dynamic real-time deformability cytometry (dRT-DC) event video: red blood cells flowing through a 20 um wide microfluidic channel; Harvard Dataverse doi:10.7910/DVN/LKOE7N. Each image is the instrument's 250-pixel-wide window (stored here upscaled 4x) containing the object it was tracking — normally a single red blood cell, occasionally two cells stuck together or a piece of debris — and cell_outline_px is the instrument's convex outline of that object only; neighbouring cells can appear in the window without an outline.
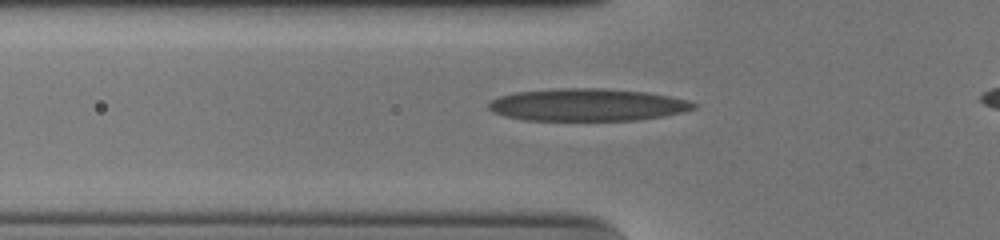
{"species": "human", "species_latin": "Homo sapiens", "temperature_condition": "cold", "stored_images_in_passage": 42, "camera_frame_rate_fps": 3000, "um_per_image_px": 0.085, "donor": {"sex": "male"}, "frame": {"image": 1, "passage_image": 11, "time_ms": 3.333, "image_size_px": [1000, 240], "cell_outline_px": [[696, 108], [684, 112], [664, 116], [636, 120], [524, 120], [504, 116], [492, 112], [488, 108], [488, 104], [492, 100], [500, 96], [516, 92], [560, 88], [600, 88], [648, 92], [688, 100], [696, 104]], "centroid_in_image_um": [49.93, 8.91], "position_along_channel_um": 75.9, "area_um2": 38.73}}
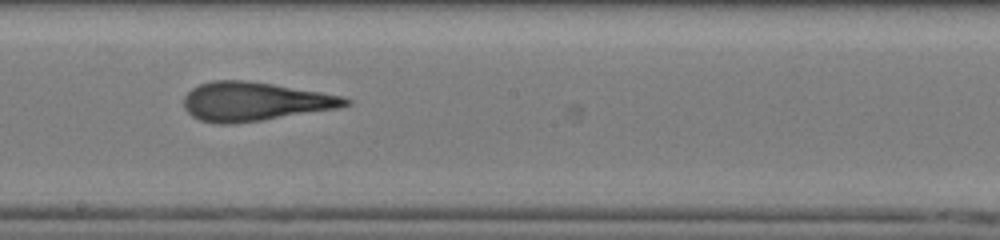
{"frame": {"image": 2, "passage_image": 23, "time_ms": 7.333, "image_size_px": [1000, 240], "cell_outline_px": [[352, 104], [340, 108], [260, 120], [232, 124], [220, 124], [200, 120], [192, 116], [184, 108], [184, 96], [192, 88], [200, 84], [212, 80], [244, 80], [272, 84], [344, 96], [352, 100]], "centroid_in_image_um": [21.66, 8.63], "position_along_channel_um": 226.5, "area_um2": 36.47}}
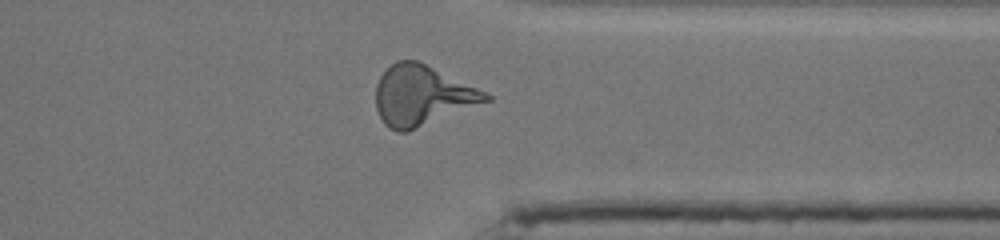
{"frame": {"image": 3, "passage_image": 35, "time_ms": 11.333, "image_size_px": [1000, 240], "cell_outline_px": [[492, 100], [408, 132], [396, 132], [388, 128], [384, 124], [376, 108], [376, 84], [380, 76], [396, 60], [416, 60], [476, 88], [492, 96]], "centroid_in_image_um": [35.84, 8.16], "position_along_channel_um": 375.6, "area_um2": 38.15}, "authors_computed_cell_mechanics": {"area_um2": 36.0672, "velocity_mm_per_s": 3.7648, "shape_relaxation_time_tau1_ms": 10.5461, "shape_relaxation_time_tau2_ms": 2.1202, "deformation_change_tau1": 0.3531, "deformation_change_tau2": 0.1298}}